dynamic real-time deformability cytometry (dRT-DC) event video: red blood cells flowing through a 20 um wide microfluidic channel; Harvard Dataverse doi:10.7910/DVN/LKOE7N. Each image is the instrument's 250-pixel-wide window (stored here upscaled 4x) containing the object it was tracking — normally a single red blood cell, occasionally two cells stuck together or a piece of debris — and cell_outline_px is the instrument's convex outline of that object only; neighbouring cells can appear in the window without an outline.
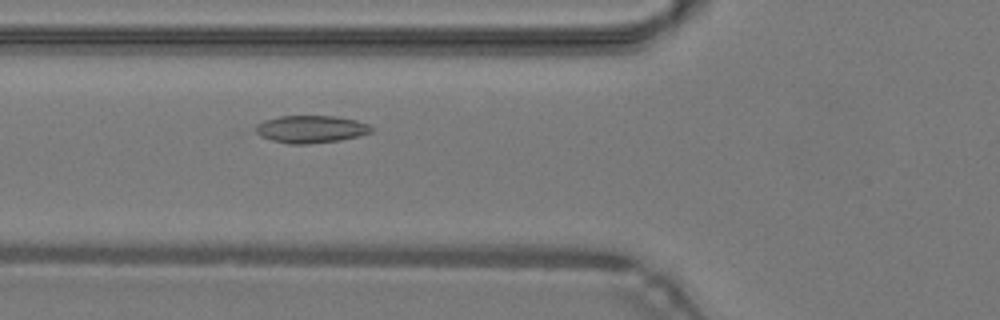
{"species": "common noctule bat (a hibernating species)", "species_latin": "Nyctalus noctula", "temperature_condition": "warm", "stored_images_in_passage": 31, "camera_frame_rate_fps": 3000, "um_per_image_px": 0.085, "animal": {"sex": "male", "body_mass_g": 19.2, "forearm_length_mm": 51.8}, "frame": {"image": 1, "passage_image": 3, "time_ms": 0.667, "image_size_px": [1000, 320], "cell_outline_px": [[372, 132], [360, 136], [340, 140], [308, 144], [288, 144], [272, 140], [260, 136], [256, 132], [256, 124], [264, 120], [280, 116], [336, 116], [356, 120], [368, 124], [372, 128]], "centroid_in_image_um": [26.43, 10.98], "position_along_channel_um": 99.4, "area_um2": 18.55}}
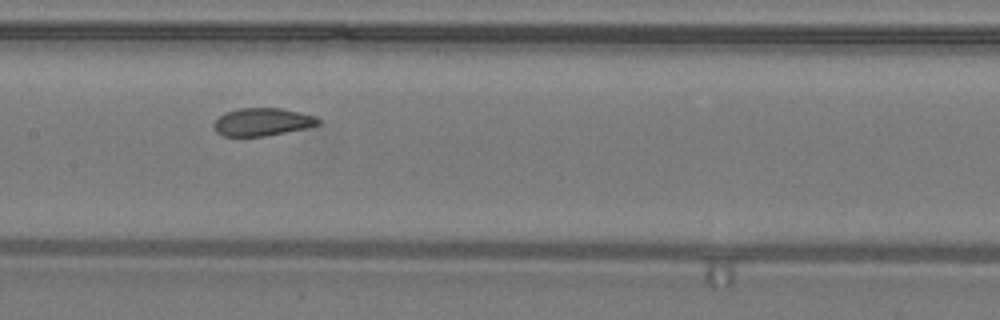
{"frame": {"image": 2, "passage_image": 9, "time_ms": 2.667, "image_size_px": [1000, 320], "cell_outline_px": [[320, 124], [308, 128], [264, 136], [224, 136], [216, 132], [212, 124], [224, 112], [240, 108], [280, 108], [316, 116], [320, 120]], "centroid_in_image_um": [22.3, 10.36], "position_along_channel_um": 185.1, "area_um2": 16.94}}
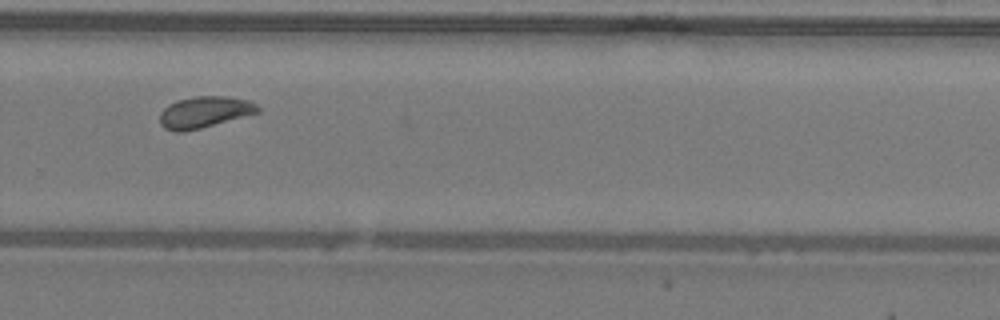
{"frame": {"image": 3, "passage_image": 18, "time_ms": 5.667, "image_size_px": [1000, 320], "cell_outline_px": [[260, 112], [200, 128], [184, 132], [176, 132], [164, 128], [160, 124], [160, 112], [168, 104], [176, 100], [196, 96], [228, 96], [248, 100], [256, 104], [260, 108]], "centroid_in_image_um": [17.36, 9.52], "position_along_channel_um": 312.4, "area_um2": 17.98}, "authors_computed_cell_mechanics": {"area_um2": 17.5134, "velocity_mm_per_s": 4.2654, "shape_relaxation_time_tau1_ms": 5.7633, "shape_relaxation_time_tau2_ms": 0.958, "deformation_change_tau1": 0.1514, "deformation_change_tau2": 0.0575}}